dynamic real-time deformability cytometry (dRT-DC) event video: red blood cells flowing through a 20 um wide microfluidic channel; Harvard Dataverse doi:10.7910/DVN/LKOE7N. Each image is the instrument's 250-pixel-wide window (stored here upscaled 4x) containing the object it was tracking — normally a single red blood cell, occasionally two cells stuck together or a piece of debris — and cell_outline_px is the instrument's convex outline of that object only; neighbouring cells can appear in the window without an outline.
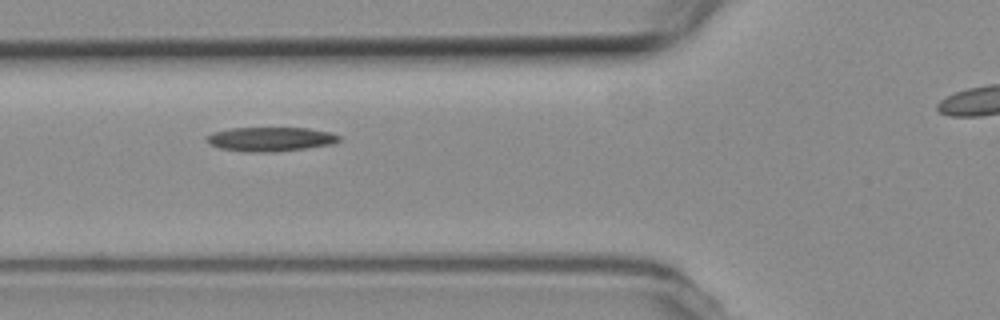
{"species": "common noctule bat (a hibernating species)", "species_latin": "Nyctalus noctula", "temperature_condition": "room temperature", "stored_images_in_passage": 10, "camera_frame_rate_fps": 3000, "um_per_image_px": 0.085, "animal": {"sex": "female", "body_mass_g": 19.3, "forearm_length_mm": 54.1}, "frame": {"image": 1, "passage_image": 2, "time_ms": 2.0, "image_size_px": [1000, 320], "cell_outline_px": [[340, 140], [332, 144], [276, 152], [244, 152], [220, 148], [208, 144], [204, 136], [212, 132], [232, 128], [308, 128], [332, 132], [340, 136]], "centroid_in_image_um": [22.95, 11.83], "position_along_channel_um": 102.9, "area_um2": 18.84}}
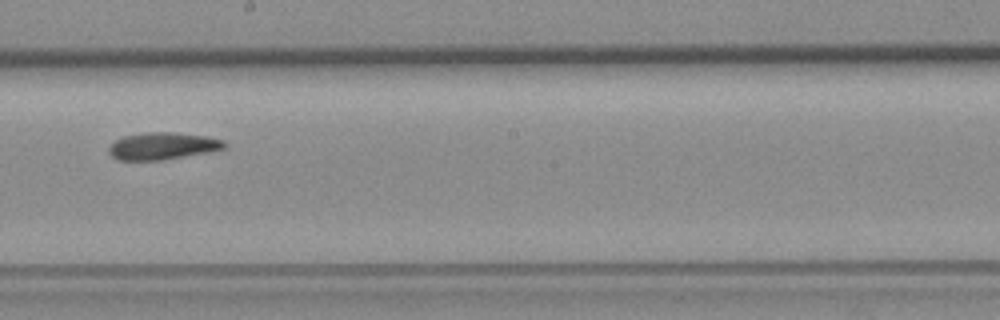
{"frame": {"image": 2, "passage_image": 5, "time_ms": 5.667, "image_size_px": [1000, 320], "cell_outline_px": [[228, 144], [224, 148], [208, 152], [160, 160], [116, 160], [108, 152], [108, 148], [116, 140], [124, 136], [148, 132], [172, 132], [208, 136], [224, 140]], "centroid_in_image_um": [13.83, 12.4], "position_along_channel_um": 234.4, "area_um2": 18.21}}
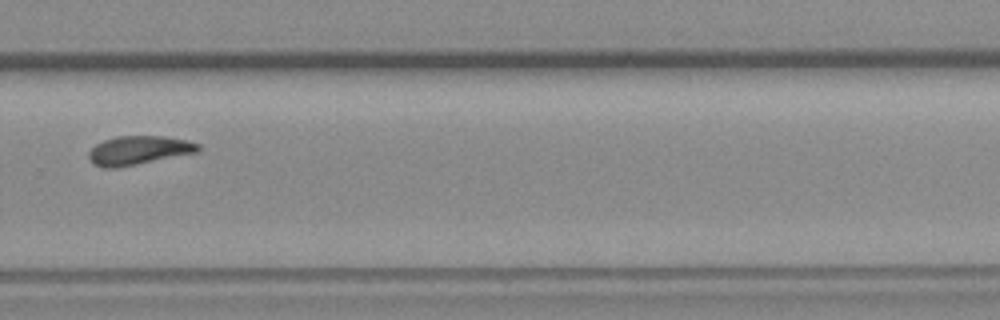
{"frame": {"image": 3, "passage_image": 7, "time_ms": 8.0, "image_size_px": [1000, 320], "cell_outline_px": [[200, 148], [196, 152], [116, 168], [104, 168], [92, 164], [88, 156], [88, 152], [96, 144], [104, 140], [116, 136], [164, 136], [188, 140], [200, 144]], "centroid_in_image_um": [11.75, 12.77], "position_along_channel_um": 318.0, "area_um2": 18.26}}